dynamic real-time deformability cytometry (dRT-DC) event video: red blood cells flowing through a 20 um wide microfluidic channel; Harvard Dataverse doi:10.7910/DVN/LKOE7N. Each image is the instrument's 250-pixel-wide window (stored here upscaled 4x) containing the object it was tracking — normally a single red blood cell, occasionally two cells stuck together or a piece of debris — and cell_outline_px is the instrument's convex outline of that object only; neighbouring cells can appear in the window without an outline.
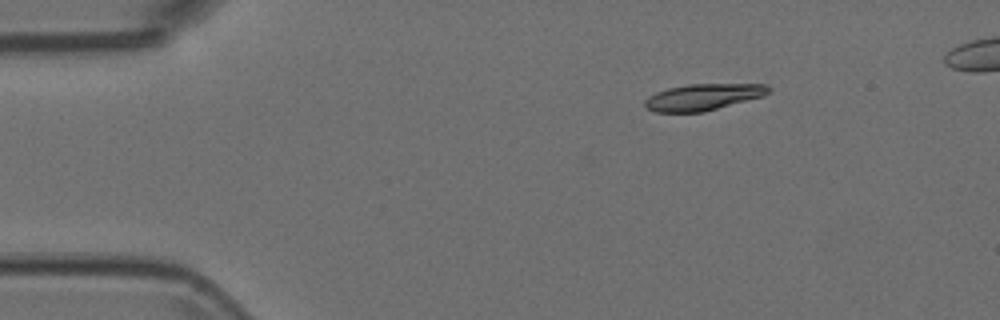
{"species": "Egyptian fruit bat (a non-hibernating species)", "species_latin": "Rousettus aegyptiacus", "temperature_condition": "room temperature", "stored_images_in_passage": 45, "camera_frame_rate_fps": 3000, "um_per_image_px": 0.085, "animal": {"sex": "female"}, "frame": {"image": 1, "passage_image": 1, "time_ms": 0.0, "image_size_px": [1000, 320], "cell_outline_px": [[772, 88], [764, 96], [704, 112], [656, 112], [644, 108], [644, 100], [648, 96], [656, 92], [668, 88], [688, 84], [764, 84]], "centroid_in_image_um": [59.74, 8.25], "position_along_channel_um": 25.3, "area_um2": 19.19}}
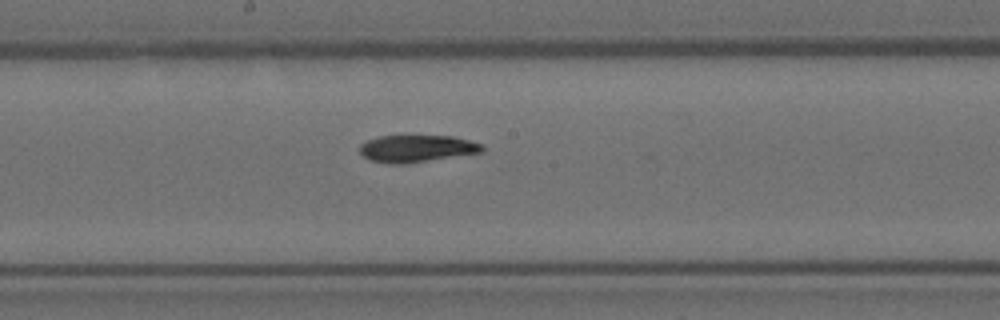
{"frame": {"image": 2, "passage_image": 21, "time_ms": 6.667, "image_size_px": [1000, 320], "cell_outline_px": [[484, 152], [408, 164], [388, 164], [368, 160], [360, 152], [360, 144], [376, 136], [452, 136], [484, 144]], "centroid_in_image_um": [35.43, 12.64], "position_along_channel_um": 212.8, "area_um2": 19.65}}
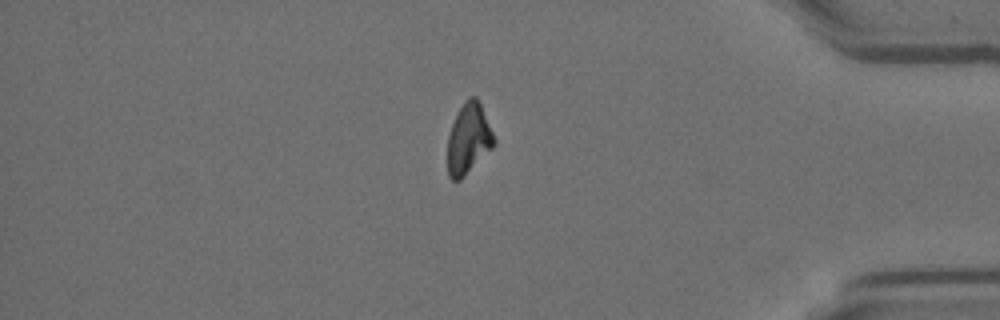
{"frame": {"image": 3, "passage_image": 38, "time_ms": 12.333, "image_size_px": [1000, 320], "cell_outline_px": [[496, 144], [460, 180], [452, 180], [448, 176], [448, 136], [452, 124], [460, 108], [468, 96], [476, 96], [480, 104], [496, 140]], "centroid_in_image_um": [39.82, 11.81], "position_along_channel_um": 395.4, "area_um2": 18.79}}